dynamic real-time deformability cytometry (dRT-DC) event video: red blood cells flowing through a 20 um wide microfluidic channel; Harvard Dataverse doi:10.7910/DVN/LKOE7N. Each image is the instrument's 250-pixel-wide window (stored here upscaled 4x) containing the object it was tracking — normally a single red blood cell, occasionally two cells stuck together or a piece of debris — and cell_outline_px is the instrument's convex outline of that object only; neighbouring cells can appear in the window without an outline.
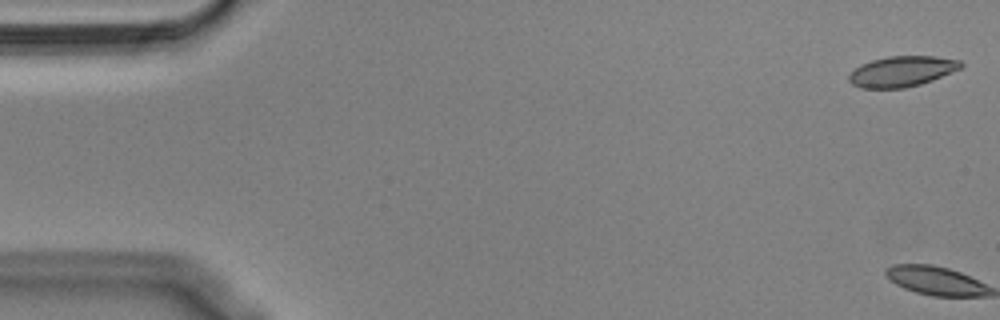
{"species": "Egyptian fruit bat (a non-hibernating species)", "species_latin": "Rousettus aegyptiacus", "temperature_condition": "cold", "stored_images_in_passage": 2, "camera_frame_rate_fps": 3000, "um_per_image_px": 0.085, "animal": {"sex": "male"}, "frame": {"image": 1, "passage_image": 1, "time_ms": 0.0, "image_size_px": [1000, 320], "cell_outline_px": [[964, 64], [960, 68], [932, 80], [920, 84], [904, 88], [860, 88], [852, 84], [848, 80], [848, 76], [860, 64], [872, 60], [888, 56], [932, 56], [960, 60]], "centroid_in_image_um": [76.63, 6.06], "position_along_channel_um": 8.4, "area_um2": 19.77}}